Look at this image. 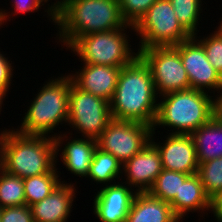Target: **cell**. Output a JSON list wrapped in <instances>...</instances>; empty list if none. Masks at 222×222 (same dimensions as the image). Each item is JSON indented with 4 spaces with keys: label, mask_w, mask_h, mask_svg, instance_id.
<instances>
[{
    "label": "cell",
    "mask_w": 222,
    "mask_h": 222,
    "mask_svg": "<svg viewBox=\"0 0 222 222\" xmlns=\"http://www.w3.org/2000/svg\"><path fill=\"white\" fill-rule=\"evenodd\" d=\"M159 97L148 64L138 55L121 68L110 104L113 119L153 127Z\"/></svg>",
    "instance_id": "1"
},
{
    "label": "cell",
    "mask_w": 222,
    "mask_h": 222,
    "mask_svg": "<svg viewBox=\"0 0 222 222\" xmlns=\"http://www.w3.org/2000/svg\"><path fill=\"white\" fill-rule=\"evenodd\" d=\"M56 76L48 78L37 93L33 94V100L30 99L28 109L23 113L22 120L20 119V126L14 128L17 132L55 138L61 133L60 126H67L70 87L73 80L68 73H59Z\"/></svg>",
    "instance_id": "2"
},
{
    "label": "cell",
    "mask_w": 222,
    "mask_h": 222,
    "mask_svg": "<svg viewBox=\"0 0 222 222\" xmlns=\"http://www.w3.org/2000/svg\"><path fill=\"white\" fill-rule=\"evenodd\" d=\"M119 0H71L56 16L55 38L67 49L78 37L122 28ZM57 38V39H56Z\"/></svg>",
    "instance_id": "3"
},
{
    "label": "cell",
    "mask_w": 222,
    "mask_h": 222,
    "mask_svg": "<svg viewBox=\"0 0 222 222\" xmlns=\"http://www.w3.org/2000/svg\"><path fill=\"white\" fill-rule=\"evenodd\" d=\"M214 116L215 97L211 94L193 88L168 93L159 97L152 132L161 127L167 134L190 135Z\"/></svg>",
    "instance_id": "4"
},
{
    "label": "cell",
    "mask_w": 222,
    "mask_h": 222,
    "mask_svg": "<svg viewBox=\"0 0 222 222\" xmlns=\"http://www.w3.org/2000/svg\"><path fill=\"white\" fill-rule=\"evenodd\" d=\"M56 165L55 140L44 135H25L13 127L1 142L0 167L24 179L48 173Z\"/></svg>",
    "instance_id": "5"
},
{
    "label": "cell",
    "mask_w": 222,
    "mask_h": 222,
    "mask_svg": "<svg viewBox=\"0 0 222 222\" xmlns=\"http://www.w3.org/2000/svg\"><path fill=\"white\" fill-rule=\"evenodd\" d=\"M129 32L135 33L134 26L126 24L119 29L91 33L78 37L66 50L79 57L81 64L123 67L139 55L138 48L131 45Z\"/></svg>",
    "instance_id": "6"
},
{
    "label": "cell",
    "mask_w": 222,
    "mask_h": 222,
    "mask_svg": "<svg viewBox=\"0 0 222 222\" xmlns=\"http://www.w3.org/2000/svg\"><path fill=\"white\" fill-rule=\"evenodd\" d=\"M138 50L179 45L192 37L181 25L169 0H156L134 26Z\"/></svg>",
    "instance_id": "7"
},
{
    "label": "cell",
    "mask_w": 222,
    "mask_h": 222,
    "mask_svg": "<svg viewBox=\"0 0 222 222\" xmlns=\"http://www.w3.org/2000/svg\"><path fill=\"white\" fill-rule=\"evenodd\" d=\"M112 119L108 101L71 84L67 125L72 131L67 127L65 132L97 140Z\"/></svg>",
    "instance_id": "8"
},
{
    "label": "cell",
    "mask_w": 222,
    "mask_h": 222,
    "mask_svg": "<svg viewBox=\"0 0 222 222\" xmlns=\"http://www.w3.org/2000/svg\"><path fill=\"white\" fill-rule=\"evenodd\" d=\"M139 55L148 64L158 97L190 88V81L175 46L140 49Z\"/></svg>",
    "instance_id": "9"
},
{
    "label": "cell",
    "mask_w": 222,
    "mask_h": 222,
    "mask_svg": "<svg viewBox=\"0 0 222 222\" xmlns=\"http://www.w3.org/2000/svg\"><path fill=\"white\" fill-rule=\"evenodd\" d=\"M152 127L140 122L112 119L97 139V147L123 165L150 141Z\"/></svg>",
    "instance_id": "10"
},
{
    "label": "cell",
    "mask_w": 222,
    "mask_h": 222,
    "mask_svg": "<svg viewBox=\"0 0 222 222\" xmlns=\"http://www.w3.org/2000/svg\"><path fill=\"white\" fill-rule=\"evenodd\" d=\"M175 47L186 69L190 88L216 96L222 90V76L208 61L202 44L192 36Z\"/></svg>",
    "instance_id": "11"
},
{
    "label": "cell",
    "mask_w": 222,
    "mask_h": 222,
    "mask_svg": "<svg viewBox=\"0 0 222 222\" xmlns=\"http://www.w3.org/2000/svg\"><path fill=\"white\" fill-rule=\"evenodd\" d=\"M156 133L157 132L151 133L150 141L160 153L163 169L189 175L197 173L199 162L191 135L168 133L165 137L160 138L161 141H163L161 142L159 138L156 137ZM163 138L165 140H163Z\"/></svg>",
    "instance_id": "12"
},
{
    "label": "cell",
    "mask_w": 222,
    "mask_h": 222,
    "mask_svg": "<svg viewBox=\"0 0 222 222\" xmlns=\"http://www.w3.org/2000/svg\"><path fill=\"white\" fill-rule=\"evenodd\" d=\"M54 140L56 165L62 164L64 166L63 168L69 171V173L74 174V177L79 176L81 179H86L94 151L97 148V140L83 137L79 138L74 134L63 131L56 136ZM58 157H60V161ZM58 162H60V164Z\"/></svg>",
    "instance_id": "13"
},
{
    "label": "cell",
    "mask_w": 222,
    "mask_h": 222,
    "mask_svg": "<svg viewBox=\"0 0 222 222\" xmlns=\"http://www.w3.org/2000/svg\"><path fill=\"white\" fill-rule=\"evenodd\" d=\"M93 195V214L100 222H126L127 215L136 195L128 184L117 182L112 185L96 187Z\"/></svg>",
    "instance_id": "14"
},
{
    "label": "cell",
    "mask_w": 222,
    "mask_h": 222,
    "mask_svg": "<svg viewBox=\"0 0 222 222\" xmlns=\"http://www.w3.org/2000/svg\"><path fill=\"white\" fill-rule=\"evenodd\" d=\"M162 170L160 153L149 141L140 152L123 164L121 182L136 192H148Z\"/></svg>",
    "instance_id": "15"
},
{
    "label": "cell",
    "mask_w": 222,
    "mask_h": 222,
    "mask_svg": "<svg viewBox=\"0 0 222 222\" xmlns=\"http://www.w3.org/2000/svg\"><path fill=\"white\" fill-rule=\"evenodd\" d=\"M78 71L68 74L73 83L82 91L91 93L110 102L116 89L118 77L122 67L80 64Z\"/></svg>",
    "instance_id": "16"
},
{
    "label": "cell",
    "mask_w": 222,
    "mask_h": 222,
    "mask_svg": "<svg viewBox=\"0 0 222 222\" xmlns=\"http://www.w3.org/2000/svg\"><path fill=\"white\" fill-rule=\"evenodd\" d=\"M62 181L49 196L30 206L34 222H68L79 192L76 187L78 182Z\"/></svg>",
    "instance_id": "17"
},
{
    "label": "cell",
    "mask_w": 222,
    "mask_h": 222,
    "mask_svg": "<svg viewBox=\"0 0 222 222\" xmlns=\"http://www.w3.org/2000/svg\"><path fill=\"white\" fill-rule=\"evenodd\" d=\"M174 214L182 221L188 218V214L196 212L198 217H208L212 210V200L206 194L203 184L197 175H189L181 183L180 193L170 202ZM205 214V215H204ZM204 215V216H203ZM186 217V218H185Z\"/></svg>",
    "instance_id": "18"
},
{
    "label": "cell",
    "mask_w": 222,
    "mask_h": 222,
    "mask_svg": "<svg viewBox=\"0 0 222 222\" xmlns=\"http://www.w3.org/2000/svg\"><path fill=\"white\" fill-rule=\"evenodd\" d=\"M126 222H182L173 212L169 202L151 196L148 192H137Z\"/></svg>",
    "instance_id": "19"
},
{
    "label": "cell",
    "mask_w": 222,
    "mask_h": 222,
    "mask_svg": "<svg viewBox=\"0 0 222 222\" xmlns=\"http://www.w3.org/2000/svg\"><path fill=\"white\" fill-rule=\"evenodd\" d=\"M199 163L222 157V121L214 116L191 134Z\"/></svg>",
    "instance_id": "20"
},
{
    "label": "cell",
    "mask_w": 222,
    "mask_h": 222,
    "mask_svg": "<svg viewBox=\"0 0 222 222\" xmlns=\"http://www.w3.org/2000/svg\"><path fill=\"white\" fill-rule=\"evenodd\" d=\"M122 166L115 156L97 147L93 154L87 180H91V184L96 183V186L99 184L98 187L115 184L121 181Z\"/></svg>",
    "instance_id": "21"
},
{
    "label": "cell",
    "mask_w": 222,
    "mask_h": 222,
    "mask_svg": "<svg viewBox=\"0 0 222 222\" xmlns=\"http://www.w3.org/2000/svg\"><path fill=\"white\" fill-rule=\"evenodd\" d=\"M58 167L55 165L48 173L23 179L26 205L30 207L42 201L63 183L60 171L63 168Z\"/></svg>",
    "instance_id": "22"
},
{
    "label": "cell",
    "mask_w": 222,
    "mask_h": 222,
    "mask_svg": "<svg viewBox=\"0 0 222 222\" xmlns=\"http://www.w3.org/2000/svg\"><path fill=\"white\" fill-rule=\"evenodd\" d=\"M169 1L171 2V5L174 8V13L176 14L177 19L192 36L196 34L198 35L203 34L200 33L199 31L201 29V26H203L202 25L203 17L200 14L203 13L204 11L203 10L204 8L203 4H205L204 0H169Z\"/></svg>",
    "instance_id": "23"
},
{
    "label": "cell",
    "mask_w": 222,
    "mask_h": 222,
    "mask_svg": "<svg viewBox=\"0 0 222 222\" xmlns=\"http://www.w3.org/2000/svg\"><path fill=\"white\" fill-rule=\"evenodd\" d=\"M188 176L189 174L163 169L148 193L155 198L170 203L180 193L181 183Z\"/></svg>",
    "instance_id": "24"
},
{
    "label": "cell",
    "mask_w": 222,
    "mask_h": 222,
    "mask_svg": "<svg viewBox=\"0 0 222 222\" xmlns=\"http://www.w3.org/2000/svg\"><path fill=\"white\" fill-rule=\"evenodd\" d=\"M25 204L23 179L6 172L0 167V208Z\"/></svg>",
    "instance_id": "25"
},
{
    "label": "cell",
    "mask_w": 222,
    "mask_h": 222,
    "mask_svg": "<svg viewBox=\"0 0 222 222\" xmlns=\"http://www.w3.org/2000/svg\"><path fill=\"white\" fill-rule=\"evenodd\" d=\"M197 175L206 194L213 200L222 192V157L199 163Z\"/></svg>",
    "instance_id": "26"
},
{
    "label": "cell",
    "mask_w": 222,
    "mask_h": 222,
    "mask_svg": "<svg viewBox=\"0 0 222 222\" xmlns=\"http://www.w3.org/2000/svg\"><path fill=\"white\" fill-rule=\"evenodd\" d=\"M9 3H11V11L0 8V27L3 28L6 23L8 24V21L10 22L13 19H10L12 16L17 17L19 14H26V13H34L44 10L46 17L49 21H51L54 25H56V17L44 6V4L41 2V0H11ZM14 10V11H13ZM11 13V14H10ZM13 14V15H12ZM3 25V26H2ZM0 28V29H1Z\"/></svg>",
    "instance_id": "27"
},
{
    "label": "cell",
    "mask_w": 222,
    "mask_h": 222,
    "mask_svg": "<svg viewBox=\"0 0 222 222\" xmlns=\"http://www.w3.org/2000/svg\"><path fill=\"white\" fill-rule=\"evenodd\" d=\"M194 37L202 44L212 67L222 76V28L217 25L212 33Z\"/></svg>",
    "instance_id": "28"
},
{
    "label": "cell",
    "mask_w": 222,
    "mask_h": 222,
    "mask_svg": "<svg viewBox=\"0 0 222 222\" xmlns=\"http://www.w3.org/2000/svg\"><path fill=\"white\" fill-rule=\"evenodd\" d=\"M156 0H119L124 21L135 26Z\"/></svg>",
    "instance_id": "29"
},
{
    "label": "cell",
    "mask_w": 222,
    "mask_h": 222,
    "mask_svg": "<svg viewBox=\"0 0 222 222\" xmlns=\"http://www.w3.org/2000/svg\"><path fill=\"white\" fill-rule=\"evenodd\" d=\"M1 50L3 49L0 48V92L7 94L13 83L16 65L14 67L13 61L9 58L10 56L7 57L6 55L8 54Z\"/></svg>",
    "instance_id": "30"
},
{
    "label": "cell",
    "mask_w": 222,
    "mask_h": 222,
    "mask_svg": "<svg viewBox=\"0 0 222 222\" xmlns=\"http://www.w3.org/2000/svg\"><path fill=\"white\" fill-rule=\"evenodd\" d=\"M1 222H34L28 205L1 208Z\"/></svg>",
    "instance_id": "31"
},
{
    "label": "cell",
    "mask_w": 222,
    "mask_h": 222,
    "mask_svg": "<svg viewBox=\"0 0 222 222\" xmlns=\"http://www.w3.org/2000/svg\"><path fill=\"white\" fill-rule=\"evenodd\" d=\"M41 0V2L46 6V8L56 17L69 3L71 0ZM49 2V4H48Z\"/></svg>",
    "instance_id": "32"
},
{
    "label": "cell",
    "mask_w": 222,
    "mask_h": 222,
    "mask_svg": "<svg viewBox=\"0 0 222 222\" xmlns=\"http://www.w3.org/2000/svg\"><path fill=\"white\" fill-rule=\"evenodd\" d=\"M211 213L217 222H222V194L217 195L212 200Z\"/></svg>",
    "instance_id": "33"
},
{
    "label": "cell",
    "mask_w": 222,
    "mask_h": 222,
    "mask_svg": "<svg viewBox=\"0 0 222 222\" xmlns=\"http://www.w3.org/2000/svg\"><path fill=\"white\" fill-rule=\"evenodd\" d=\"M215 116L222 121V90L215 96Z\"/></svg>",
    "instance_id": "34"
},
{
    "label": "cell",
    "mask_w": 222,
    "mask_h": 222,
    "mask_svg": "<svg viewBox=\"0 0 222 222\" xmlns=\"http://www.w3.org/2000/svg\"><path fill=\"white\" fill-rule=\"evenodd\" d=\"M8 94H5V93H2V92H0V114H2L1 113V111H3L2 110V107L4 106V103L3 102H5L4 100L7 98L8 99Z\"/></svg>",
    "instance_id": "35"
},
{
    "label": "cell",
    "mask_w": 222,
    "mask_h": 222,
    "mask_svg": "<svg viewBox=\"0 0 222 222\" xmlns=\"http://www.w3.org/2000/svg\"><path fill=\"white\" fill-rule=\"evenodd\" d=\"M6 127H4V129L2 130V129H0V155H1V142H2V138H3V135H4V133H6L8 130H10V129H12V128H6Z\"/></svg>",
    "instance_id": "36"
},
{
    "label": "cell",
    "mask_w": 222,
    "mask_h": 222,
    "mask_svg": "<svg viewBox=\"0 0 222 222\" xmlns=\"http://www.w3.org/2000/svg\"><path fill=\"white\" fill-rule=\"evenodd\" d=\"M222 16V15H221ZM218 25L222 28V18L220 19V21L218 22Z\"/></svg>",
    "instance_id": "37"
}]
</instances>
